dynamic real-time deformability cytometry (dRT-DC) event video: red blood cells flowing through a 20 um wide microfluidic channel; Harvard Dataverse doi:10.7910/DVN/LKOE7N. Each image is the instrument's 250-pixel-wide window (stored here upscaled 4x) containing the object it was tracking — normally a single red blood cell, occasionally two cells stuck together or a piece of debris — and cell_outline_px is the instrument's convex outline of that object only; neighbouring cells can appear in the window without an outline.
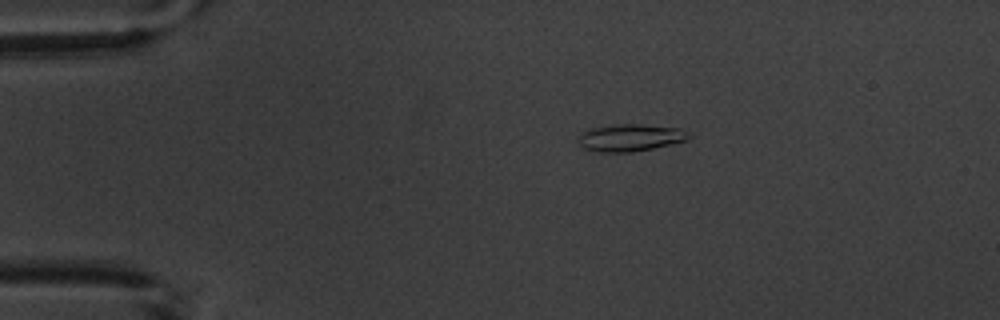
{"species": "common noctule bat (a hibernating species)", "species_latin": "Nyctalus noctula", "temperature_condition": "warm", "stored_images_in_passage": 8, "camera_frame_rate_fps": 3000, "um_per_image_px": 0.085, "animal": {"sex": "male", "body_mass_g": 20.1, "forearm_length_mm": 53.5}, "frame": {"image": 1, "passage_image": 1, "time_ms": 0.0, "image_size_px": [1000, 320], "cell_outline_px": [[692, 136], [688, 140], [652, 148], [632, 152], [600, 152], [584, 148], [580, 144], [580, 132], [592, 128], [620, 124], [640, 124], [680, 128], [688, 132]], "centroid_in_image_um": [53.61, 11.7], "position_along_channel_um": 31.4, "area_um2": 17.34}}
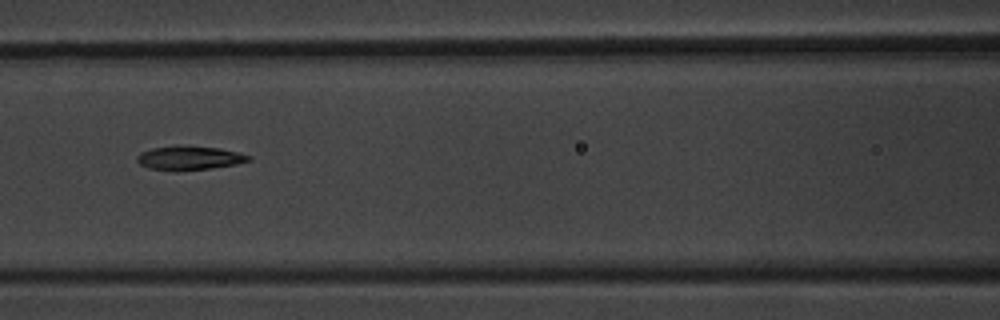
{"frame": {"image": 2, "passage_image": 5, "time_ms": 4.667, "image_size_px": [1000, 320], "cell_outline_px": [[252, 160], [236, 164], [208, 168], [176, 172], [148, 168], [140, 164], [136, 160], [136, 156], [140, 152], [152, 148], [220, 148], [240, 152], [252, 156]], "centroid_in_image_um": [16.11, 13.48], "position_along_channel_um": 150.5, "area_um2": 15.09}}
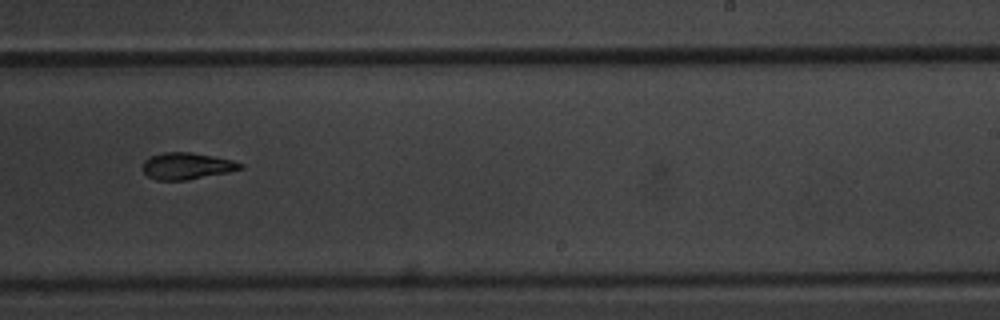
{"frame": {"image": 3, "passage_image": 8, "time_ms": 8.0, "image_size_px": [1000, 320], "cell_outline_px": [[244, 168], [228, 172], [188, 180], [156, 180], [148, 176], [144, 172], [144, 160], [152, 156], [164, 152], [192, 152], [232, 160], [244, 164]], "centroid_in_image_um": [15.9, 14.11], "position_along_channel_um": 273.1, "area_um2": 15.09}}